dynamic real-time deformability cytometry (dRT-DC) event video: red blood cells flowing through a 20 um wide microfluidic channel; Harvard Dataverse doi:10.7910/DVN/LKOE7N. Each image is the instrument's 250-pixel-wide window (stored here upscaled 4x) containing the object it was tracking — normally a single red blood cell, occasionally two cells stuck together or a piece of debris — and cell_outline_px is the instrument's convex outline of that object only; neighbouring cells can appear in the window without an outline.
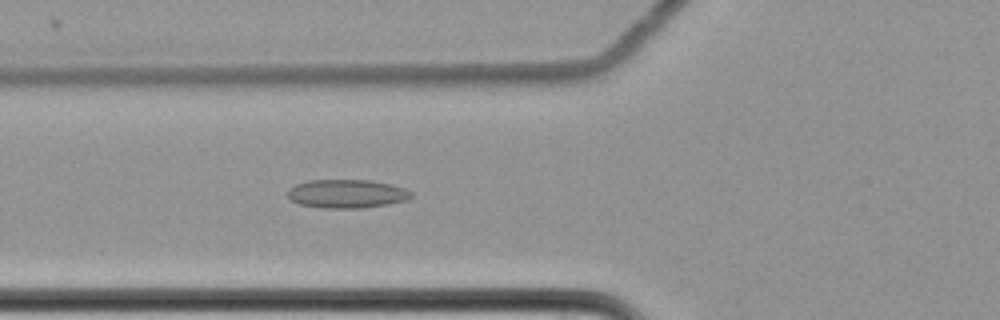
{"species": "common noctule bat (a hibernating species)", "species_latin": "Nyctalus noctula", "temperature_condition": "cold", "stored_images_in_passage": 62, "camera_frame_rate_fps": 3000, "um_per_image_px": 0.085, "animal": {"sex": "female", "body_mass_g": 22.7, "forearm_length_mm": 54.2}, "frame": {"image": 1, "passage_image": 25, "time_ms": 8.0, "image_size_px": [1000, 320], "cell_outline_px": [[412, 196], [408, 200], [388, 204], [360, 208], [324, 208], [300, 204], [292, 200], [288, 196], [288, 188], [296, 184], [308, 180], [368, 180], [392, 184], [404, 188], [412, 192]], "centroid_in_image_um": [29.49, 16.46], "position_along_channel_um": 96.3, "area_um2": 20.58}}
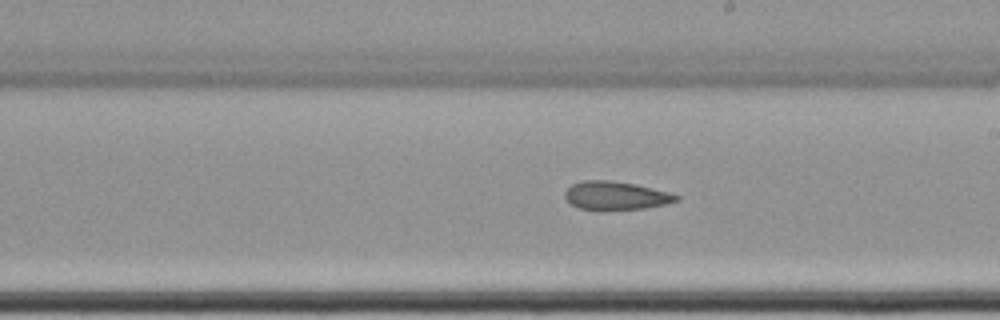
{"frame": {"image": 2, "passage_image": 37, "time_ms": 12.0, "image_size_px": [1000, 320], "cell_outline_px": [[680, 200], [664, 204], [644, 208], [600, 212], [580, 208], [572, 204], [564, 196], [564, 192], [572, 184], [584, 180], [612, 180], [636, 184], [668, 192], [680, 196]], "centroid_in_image_um": [52.33, 16.65], "position_along_channel_um": 236.7, "area_um2": 18.79}}
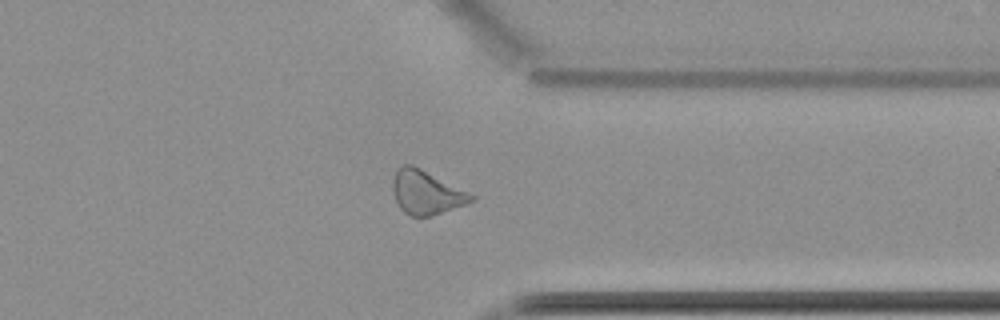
{"frame": {"image": 3, "passage_image": 49, "time_ms": 16.0, "image_size_px": [1000, 320], "cell_outline_px": [[476, 196], [472, 200], [464, 204], [432, 216], [412, 216], [404, 212], [400, 208], [396, 200], [392, 188], [392, 180], [396, 168], [404, 164], [412, 164]], "centroid_in_image_um": [36.18, 16.34], "position_along_channel_um": 375.2, "area_um2": 19.77}, "authors_computed_cell_mechanics": {"area_um2": 20.8947, "velocity_mm_per_s": 3.5056, "shape_relaxation_time_tau1_ms": null, "shape_relaxation_time_tau2_ms": 3.7813, "deformation_change_tau1": null, "deformation_change_tau2": 0.1009}}